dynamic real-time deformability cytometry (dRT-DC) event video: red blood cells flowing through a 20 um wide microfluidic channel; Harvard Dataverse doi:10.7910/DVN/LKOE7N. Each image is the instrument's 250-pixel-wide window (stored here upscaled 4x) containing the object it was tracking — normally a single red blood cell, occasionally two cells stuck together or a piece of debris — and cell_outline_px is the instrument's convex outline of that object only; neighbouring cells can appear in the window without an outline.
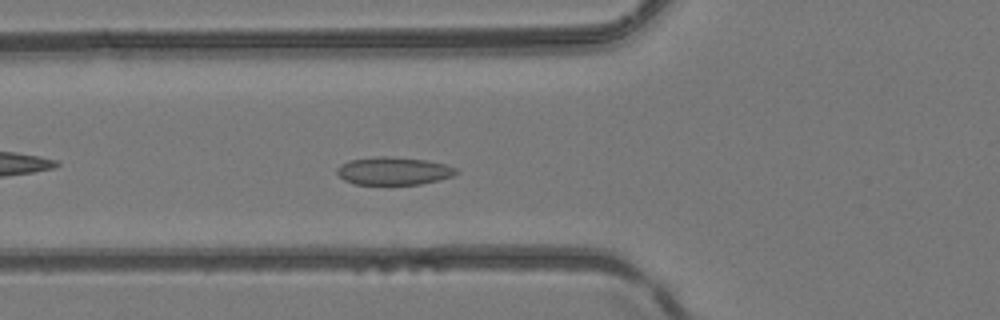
{"species": "common noctule bat (a hibernating species)", "species_latin": "Nyctalus noctula", "temperature_condition": "room temperature", "stored_images_in_passage": 48, "camera_frame_rate_fps": 3000, "um_per_image_px": 0.085, "animal": {"sex": "female", "body_mass_g": 24.6, "forearm_length_mm": 56.2}, "frame": {"image": 1, "passage_image": 17, "time_ms": 5.333, "image_size_px": [1000, 320], "cell_outline_px": [[460, 172], [452, 176], [420, 184], [356, 184], [344, 180], [336, 172], [336, 168], [340, 164], [352, 160], [380, 156], [388, 156], [424, 160], [444, 164], [456, 168]], "centroid_in_image_um": [33.44, 14.53], "position_along_channel_um": 92.4, "area_um2": 19.07}}
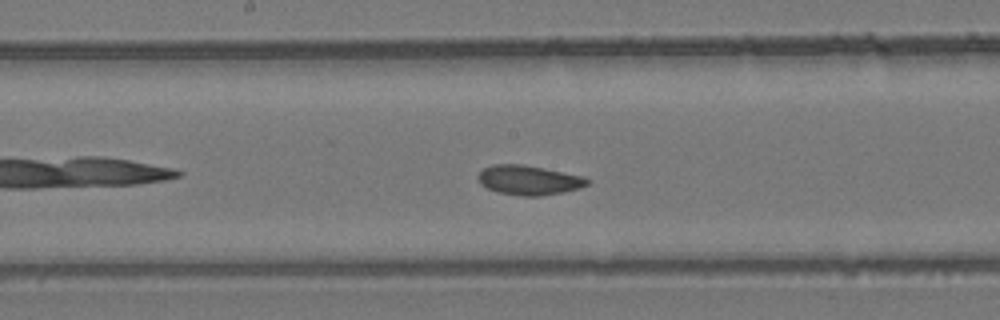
{"frame": {"image": 2, "passage_image": 25, "time_ms": 8.0, "image_size_px": [1000, 320], "cell_outline_px": [[592, 180], [588, 184], [580, 188], [564, 192], [540, 196], [520, 196], [496, 192], [480, 184], [476, 180], [476, 176], [484, 168], [492, 164], [520, 164], [584, 176]], "centroid_in_image_um": [44.93, 15.32], "position_along_channel_um": 203.3, "area_um2": 18.96}}
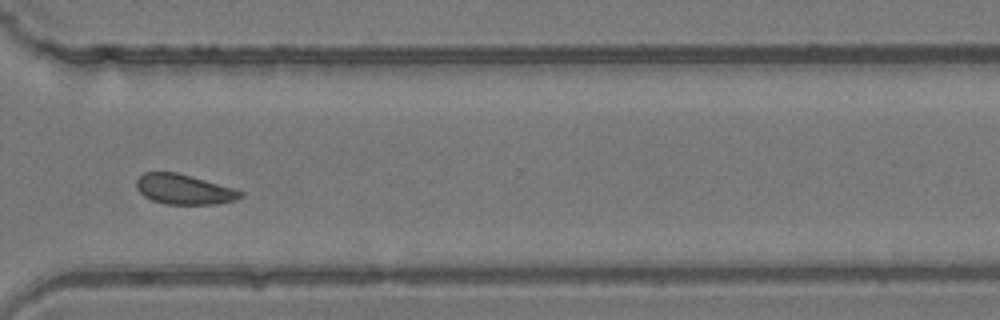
{"frame": {"image": 3, "passage_image": 36, "time_ms": 11.667, "image_size_px": [1000, 320], "cell_outline_px": [[244, 196], [236, 200], [216, 204], [168, 204], [152, 200], [144, 196], [136, 188], [136, 180], [144, 172], [176, 172], [232, 188], [244, 192]], "centroid_in_image_um": [15.63, 16.1], "position_along_channel_um": 355.0, "area_um2": 18.03}, "authors_computed_cell_mechanics": {"area_um2": 18.7272, "velocity_mm_per_s": 4.1366, "shape_relaxation_time_tau1_ms": 4.8015, "shape_relaxation_time_tau2_ms": 1.1955, "deformation_change_tau1": 0.0754, "deformation_change_tau2": 0.0506}}